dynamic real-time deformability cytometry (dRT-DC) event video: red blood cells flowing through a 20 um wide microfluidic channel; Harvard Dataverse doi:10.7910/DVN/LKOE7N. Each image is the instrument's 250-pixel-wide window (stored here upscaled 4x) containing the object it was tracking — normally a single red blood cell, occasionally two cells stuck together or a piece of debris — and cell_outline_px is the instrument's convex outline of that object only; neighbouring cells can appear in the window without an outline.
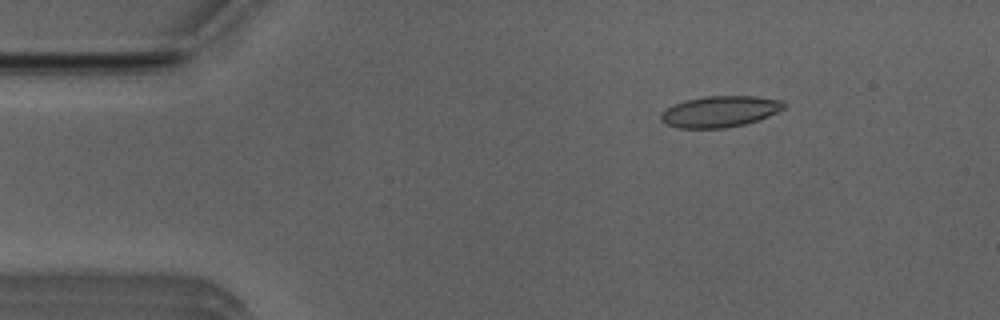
{"species": "Egyptian fruit bat (a non-hibernating species)", "species_latin": "Rousettus aegyptiacus", "temperature_condition": "room temperature", "stored_images_in_passage": 52, "camera_frame_rate_fps": 3000, "um_per_image_px": 0.085, "animal": {"sex": "male"}, "frame": {"image": 1, "passage_image": 7, "time_ms": 2.0, "image_size_px": [1000, 320], "cell_outline_px": [[784, 108], [768, 116], [744, 124], [724, 128], [680, 128], [668, 124], [660, 120], [660, 112], [672, 104], [684, 100], [704, 96], [752, 96], [784, 100]], "centroid_in_image_um": [61.15, 9.47], "position_along_channel_um": 23.9, "area_um2": 22.31}}
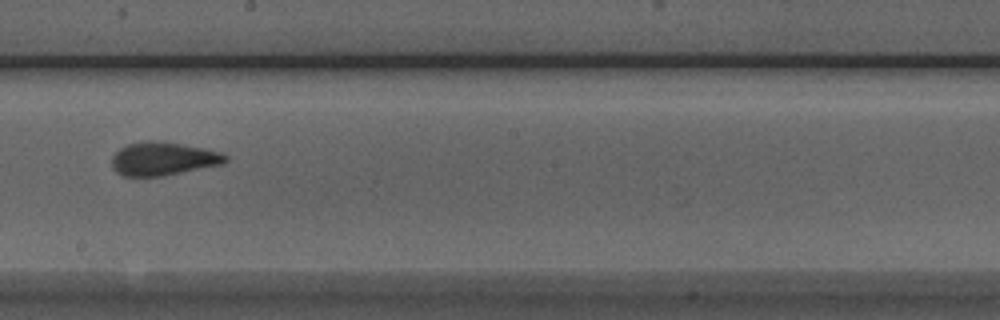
{"frame": {"image": 2, "passage_image": 28, "time_ms": 9.0, "image_size_px": [1000, 320], "cell_outline_px": [[228, 160], [224, 164], [160, 176], [124, 176], [116, 172], [112, 168], [112, 156], [120, 148], [128, 144], [144, 140], [152, 140], [180, 144], [204, 148], [220, 152], [228, 156]], "centroid_in_image_um": [13.86, 13.49], "position_along_channel_um": 234.3, "area_um2": 22.02}}
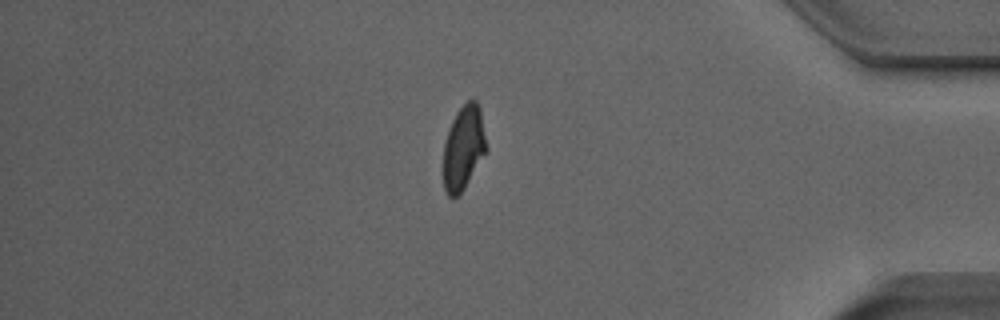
{"frame": {"image": 3, "passage_image": 43, "time_ms": 14.0, "image_size_px": [1000, 320], "cell_outline_px": [[488, 148], [464, 188], [456, 196], [448, 196], [444, 188], [444, 144], [452, 120], [456, 112], [468, 100], [476, 100], [480, 108]], "centroid_in_image_um": [39.41, 12.52], "position_along_channel_um": 395.8, "area_um2": 20.75}, "authors_computed_cell_mechanics": {"area_um2": 21.7328, "velocity_mm_per_s": 3.9585, "shape_relaxation_time_tau1_ms": 6.4002, "shape_relaxation_time_tau2_ms": 1.2855, "deformation_change_tau1": 0.1797, "deformation_change_tau2": 0.0622}}